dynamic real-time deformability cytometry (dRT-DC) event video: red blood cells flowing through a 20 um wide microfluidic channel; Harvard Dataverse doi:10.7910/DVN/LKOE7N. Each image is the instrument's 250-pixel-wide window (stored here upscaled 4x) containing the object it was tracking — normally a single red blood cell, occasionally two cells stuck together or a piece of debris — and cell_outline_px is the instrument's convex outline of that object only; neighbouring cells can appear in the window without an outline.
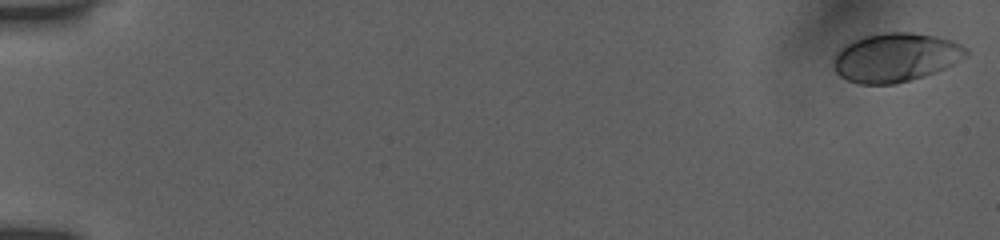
{"species": "human", "species_latin": "Homo sapiens", "temperature_condition": "room temperature", "stored_images_in_passage": 54, "camera_frame_rate_fps": 3000, "um_per_image_px": 0.085, "donor": {"sex": "female"}, "frame": {"image": 1, "passage_image": 1, "time_ms": 0.0, "image_size_px": [1000, 240], "cell_outline_px": [[968, 56], [936, 72], [896, 84], [860, 84], [848, 80], [840, 76], [836, 72], [832, 64], [832, 60], [836, 52], [840, 48], [864, 36], [888, 32], [912, 32], [952, 40], [968, 48]], "centroid_in_image_um": [76.12, 4.89], "position_along_channel_um": 8.9, "area_um2": 37.63}}
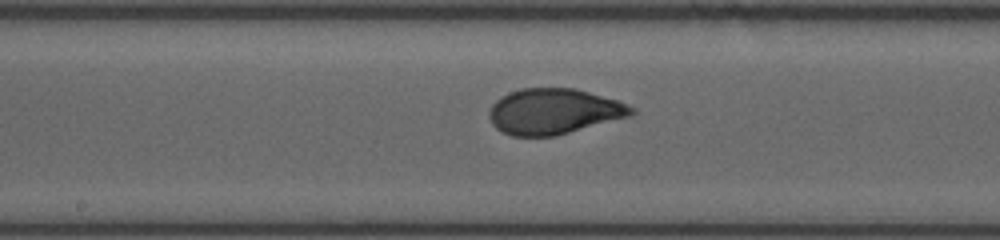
{"frame": {"image": 2, "passage_image": 30, "time_ms": 9.667, "image_size_px": [1000, 240], "cell_outline_px": [[636, 112], [632, 116], [556, 136], [512, 136], [496, 128], [492, 124], [488, 116], [488, 112], [492, 104], [500, 96], [520, 88], [572, 88], [588, 92], [616, 100], [636, 108]], "centroid_in_image_um": [47.07, 9.48], "position_along_channel_um": 201.1, "area_um2": 37.97}}
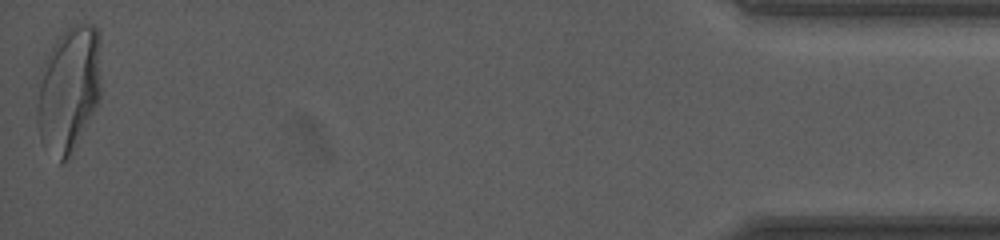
{"frame": {"image": 3, "passage_image": 54, "time_ms": 17.667, "image_size_px": [1000, 240], "cell_outline_px": [[100, 96], [68, 160], [60, 164], [40, 140], [36, 124], [36, 108], [40, 68], [52, 44], [68, 28], [76, 24], [92, 24], [96, 28], [100, 40]], "centroid_in_image_um": [5.81, 7.59], "position_along_channel_um": 429.4, "area_um2": 47.16}, "authors_computed_cell_mechanics": {"area_um2": 37.6567, "velocity_mm_per_s": 3.8851, "shape_relaxation_time_tau1_ms": 4.7838, "shape_relaxation_time_tau2_ms": null, "deformation_change_tau1": 0.2031, "deformation_change_tau2": null}}